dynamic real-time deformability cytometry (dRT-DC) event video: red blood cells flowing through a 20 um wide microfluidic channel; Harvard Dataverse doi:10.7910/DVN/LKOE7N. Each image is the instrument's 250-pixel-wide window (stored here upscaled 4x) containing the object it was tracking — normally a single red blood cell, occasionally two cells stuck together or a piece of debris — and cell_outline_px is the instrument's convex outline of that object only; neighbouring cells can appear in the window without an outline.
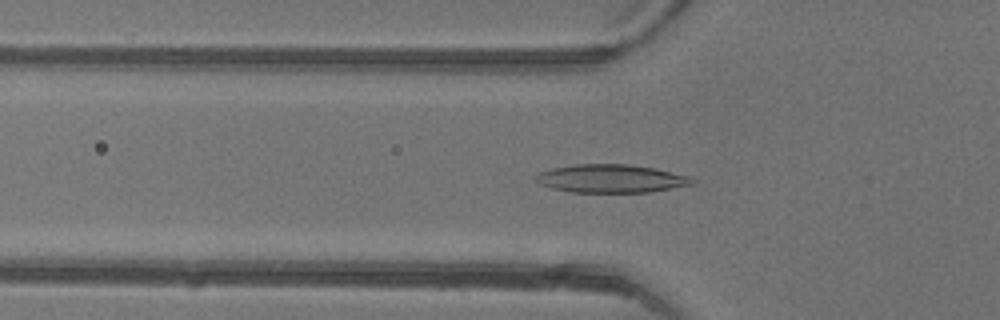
{"species": "common noctule bat (a hibernating species)", "species_latin": "Nyctalus noctula", "temperature_condition": "warm", "stored_images_in_passage": 47, "camera_frame_rate_fps": 3000, "um_per_image_px": 0.085, "animal": {"sex": "female"}, "frame": {"image": 1, "passage_image": 15, "time_ms": 4.667, "image_size_px": [1000, 320], "cell_outline_px": [[696, 184], [648, 192], [572, 192], [552, 188], [540, 184], [536, 180], [536, 176], [540, 172], [552, 168], [572, 164], [628, 164], [656, 168], [688, 176], [696, 180]], "centroid_in_image_um": [51.96, 15.17], "position_along_channel_um": 73.8, "area_um2": 25.72}}
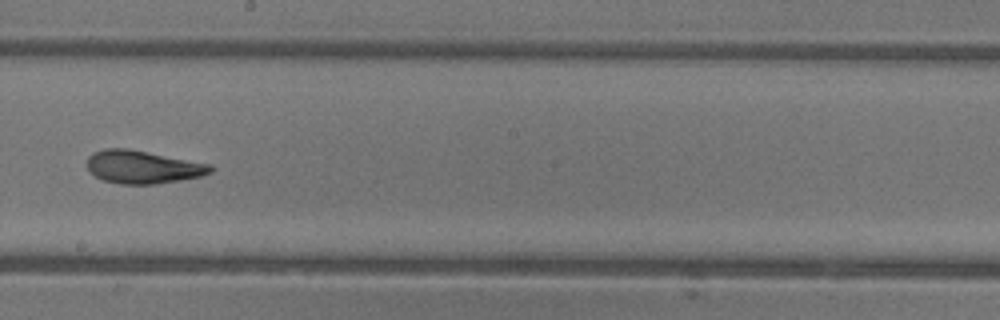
{"frame": {"image": 2, "passage_image": 26, "time_ms": 8.333, "image_size_px": [1000, 320], "cell_outline_px": [[216, 168], [212, 172], [200, 176], [180, 180], [156, 184], [120, 184], [104, 180], [88, 172], [88, 156], [92, 152], [104, 148], [128, 148], [212, 164]], "centroid_in_image_um": [12.15, 14.18], "position_along_channel_um": 236.1, "area_um2": 23.93}}
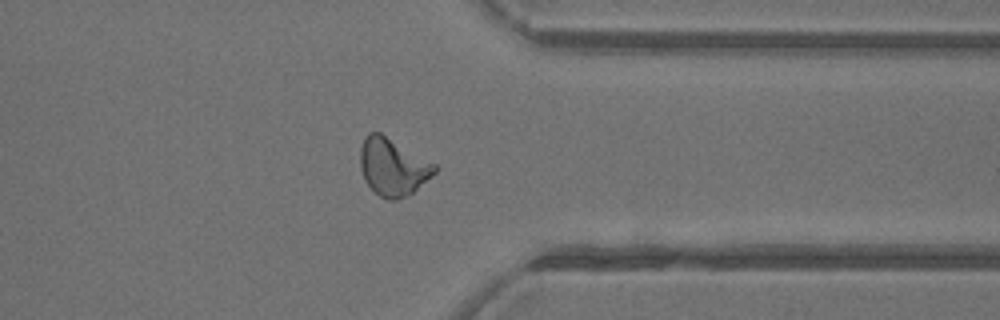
{"frame": {"image": 3, "passage_image": 36, "time_ms": 11.667, "image_size_px": [1000, 320], "cell_outline_px": [[436, 172], [408, 196], [396, 200], [388, 200], [380, 196], [364, 180], [360, 168], [360, 148], [368, 132], [380, 132], [436, 164]], "centroid_in_image_um": [33.38, 14.19], "position_along_channel_um": 378.0, "area_um2": 24.74}}